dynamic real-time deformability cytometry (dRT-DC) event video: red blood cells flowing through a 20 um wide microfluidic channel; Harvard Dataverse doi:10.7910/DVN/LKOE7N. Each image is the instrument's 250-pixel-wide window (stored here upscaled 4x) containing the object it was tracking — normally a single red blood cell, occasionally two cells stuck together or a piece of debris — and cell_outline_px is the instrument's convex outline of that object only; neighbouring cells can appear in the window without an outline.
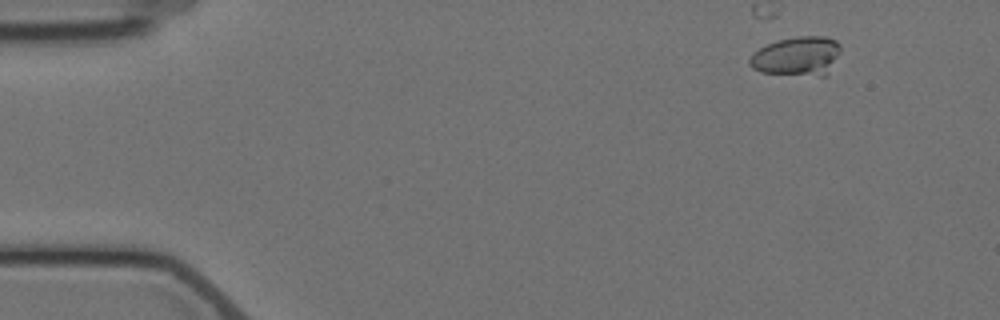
{"species": "Egyptian fruit bat (a non-hibernating species)", "species_latin": "Rousettus aegyptiacus", "temperature_condition": "cold", "stored_images_in_passage": 5, "camera_frame_rate_fps": 3000, "um_per_image_px": 0.085, "animal": {"sex": "female"}, "frame": {"image": 1, "passage_image": 2, "time_ms": 1.333, "image_size_px": [1000, 320], "cell_outline_px": [[840, 52], [828, 76], [820, 76], [760, 72], [752, 68], [748, 64], [748, 60], [752, 52], [768, 44], [780, 40], [796, 36], [828, 36], [836, 40], [840, 44]], "centroid_in_image_um": [67.77, 4.78], "position_along_channel_um": 17.2, "area_um2": 21.04}}
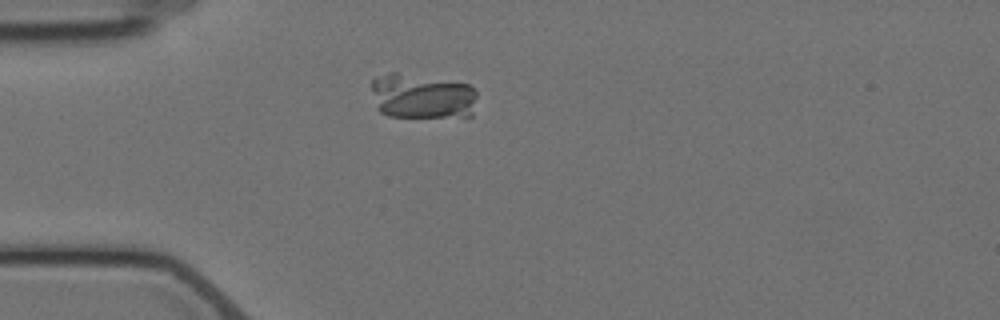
{"frame": {"image": 2, "passage_image": 5, "time_ms": 4.667, "image_size_px": [1000, 320], "cell_outline_px": [[476, 96], [472, 116], [388, 116], [380, 112], [376, 108], [372, 88], [372, 80], [388, 72], [396, 72], [468, 84], [476, 92]], "centroid_in_image_um": [35.85, 8.18], "position_along_channel_um": 49.1, "area_um2": 27.46}}